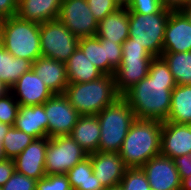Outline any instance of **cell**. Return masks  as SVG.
Segmentation results:
<instances>
[{
  "label": "cell",
  "mask_w": 191,
  "mask_h": 190,
  "mask_svg": "<svg viewBox=\"0 0 191 190\" xmlns=\"http://www.w3.org/2000/svg\"><path fill=\"white\" fill-rule=\"evenodd\" d=\"M176 85L168 64L162 57H154L147 77L130 88L123 97L136 119L164 122L169 116L172 90Z\"/></svg>",
  "instance_id": "1"
},
{
  "label": "cell",
  "mask_w": 191,
  "mask_h": 190,
  "mask_svg": "<svg viewBox=\"0 0 191 190\" xmlns=\"http://www.w3.org/2000/svg\"><path fill=\"white\" fill-rule=\"evenodd\" d=\"M162 122L136 119L122 143L119 155L127 168H141L160 155Z\"/></svg>",
  "instance_id": "2"
},
{
  "label": "cell",
  "mask_w": 191,
  "mask_h": 190,
  "mask_svg": "<svg viewBox=\"0 0 191 190\" xmlns=\"http://www.w3.org/2000/svg\"><path fill=\"white\" fill-rule=\"evenodd\" d=\"M64 95L80 115H97L120 97L114 75H103L90 82L69 83Z\"/></svg>",
  "instance_id": "3"
},
{
  "label": "cell",
  "mask_w": 191,
  "mask_h": 190,
  "mask_svg": "<svg viewBox=\"0 0 191 190\" xmlns=\"http://www.w3.org/2000/svg\"><path fill=\"white\" fill-rule=\"evenodd\" d=\"M100 125L98 152L119 153L122 143L136 120L132 108L123 97H118L97 114Z\"/></svg>",
  "instance_id": "4"
},
{
  "label": "cell",
  "mask_w": 191,
  "mask_h": 190,
  "mask_svg": "<svg viewBox=\"0 0 191 190\" xmlns=\"http://www.w3.org/2000/svg\"><path fill=\"white\" fill-rule=\"evenodd\" d=\"M1 42L4 49L14 57L33 63L42 56L40 24L21 19L17 15L3 19Z\"/></svg>",
  "instance_id": "5"
},
{
  "label": "cell",
  "mask_w": 191,
  "mask_h": 190,
  "mask_svg": "<svg viewBox=\"0 0 191 190\" xmlns=\"http://www.w3.org/2000/svg\"><path fill=\"white\" fill-rule=\"evenodd\" d=\"M170 12L171 9L164 7L153 14L132 13L129 10V38L142 45L153 57H161Z\"/></svg>",
  "instance_id": "6"
},
{
  "label": "cell",
  "mask_w": 191,
  "mask_h": 190,
  "mask_svg": "<svg viewBox=\"0 0 191 190\" xmlns=\"http://www.w3.org/2000/svg\"><path fill=\"white\" fill-rule=\"evenodd\" d=\"M79 38L72 34L59 20L40 24V45L42 57L66 63L78 48Z\"/></svg>",
  "instance_id": "7"
},
{
  "label": "cell",
  "mask_w": 191,
  "mask_h": 190,
  "mask_svg": "<svg viewBox=\"0 0 191 190\" xmlns=\"http://www.w3.org/2000/svg\"><path fill=\"white\" fill-rule=\"evenodd\" d=\"M88 156L70 135L49 138L46 148V175L66 174Z\"/></svg>",
  "instance_id": "8"
},
{
  "label": "cell",
  "mask_w": 191,
  "mask_h": 190,
  "mask_svg": "<svg viewBox=\"0 0 191 190\" xmlns=\"http://www.w3.org/2000/svg\"><path fill=\"white\" fill-rule=\"evenodd\" d=\"M58 19L79 39L96 36L98 21L86 0H62Z\"/></svg>",
  "instance_id": "9"
},
{
  "label": "cell",
  "mask_w": 191,
  "mask_h": 190,
  "mask_svg": "<svg viewBox=\"0 0 191 190\" xmlns=\"http://www.w3.org/2000/svg\"><path fill=\"white\" fill-rule=\"evenodd\" d=\"M48 118V137L70 135L80 114L64 94H54L43 103Z\"/></svg>",
  "instance_id": "10"
},
{
  "label": "cell",
  "mask_w": 191,
  "mask_h": 190,
  "mask_svg": "<svg viewBox=\"0 0 191 190\" xmlns=\"http://www.w3.org/2000/svg\"><path fill=\"white\" fill-rule=\"evenodd\" d=\"M144 171L151 190H181V178L173 159L158 155L147 161Z\"/></svg>",
  "instance_id": "11"
},
{
  "label": "cell",
  "mask_w": 191,
  "mask_h": 190,
  "mask_svg": "<svg viewBox=\"0 0 191 190\" xmlns=\"http://www.w3.org/2000/svg\"><path fill=\"white\" fill-rule=\"evenodd\" d=\"M191 155V125L162 122L160 155L171 159Z\"/></svg>",
  "instance_id": "12"
},
{
  "label": "cell",
  "mask_w": 191,
  "mask_h": 190,
  "mask_svg": "<svg viewBox=\"0 0 191 190\" xmlns=\"http://www.w3.org/2000/svg\"><path fill=\"white\" fill-rule=\"evenodd\" d=\"M49 137L34 139L13 159L15 171L36 180L46 176V148Z\"/></svg>",
  "instance_id": "13"
},
{
  "label": "cell",
  "mask_w": 191,
  "mask_h": 190,
  "mask_svg": "<svg viewBox=\"0 0 191 190\" xmlns=\"http://www.w3.org/2000/svg\"><path fill=\"white\" fill-rule=\"evenodd\" d=\"M19 105L35 106L43 104L54 94L43 80L31 69L24 73L10 88Z\"/></svg>",
  "instance_id": "14"
},
{
  "label": "cell",
  "mask_w": 191,
  "mask_h": 190,
  "mask_svg": "<svg viewBox=\"0 0 191 190\" xmlns=\"http://www.w3.org/2000/svg\"><path fill=\"white\" fill-rule=\"evenodd\" d=\"M191 51V22L180 10H171L165 26L163 52Z\"/></svg>",
  "instance_id": "15"
},
{
  "label": "cell",
  "mask_w": 191,
  "mask_h": 190,
  "mask_svg": "<svg viewBox=\"0 0 191 190\" xmlns=\"http://www.w3.org/2000/svg\"><path fill=\"white\" fill-rule=\"evenodd\" d=\"M90 159L93 173L104 188L120 184L127 167L119 153L97 151L90 154Z\"/></svg>",
  "instance_id": "16"
},
{
  "label": "cell",
  "mask_w": 191,
  "mask_h": 190,
  "mask_svg": "<svg viewBox=\"0 0 191 190\" xmlns=\"http://www.w3.org/2000/svg\"><path fill=\"white\" fill-rule=\"evenodd\" d=\"M153 59L122 57L120 66L114 74L115 87L120 96H123L130 88L147 77Z\"/></svg>",
  "instance_id": "17"
},
{
  "label": "cell",
  "mask_w": 191,
  "mask_h": 190,
  "mask_svg": "<svg viewBox=\"0 0 191 190\" xmlns=\"http://www.w3.org/2000/svg\"><path fill=\"white\" fill-rule=\"evenodd\" d=\"M53 94H64L68 83L66 64L47 57H39L31 68Z\"/></svg>",
  "instance_id": "18"
},
{
  "label": "cell",
  "mask_w": 191,
  "mask_h": 190,
  "mask_svg": "<svg viewBox=\"0 0 191 190\" xmlns=\"http://www.w3.org/2000/svg\"><path fill=\"white\" fill-rule=\"evenodd\" d=\"M14 127L34 139L48 137V118L44 105L19 106Z\"/></svg>",
  "instance_id": "19"
},
{
  "label": "cell",
  "mask_w": 191,
  "mask_h": 190,
  "mask_svg": "<svg viewBox=\"0 0 191 190\" xmlns=\"http://www.w3.org/2000/svg\"><path fill=\"white\" fill-rule=\"evenodd\" d=\"M62 0H18L17 16L42 24L58 19Z\"/></svg>",
  "instance_id": "20"
},
{
  "label": "cell",
  "mask_w": 191,
  "mask_h": 190,
  "mask_svg": "<svg viewBox=\"0 0 191 190\" xmlns=\"http://www.w3.org/2000/svg\"><path fill=\"white\" fill-rule=\"evenodd\" d=\"M96 36L99 39H109L123 44L129 37V9L118 8L98 22Z\"/></svg>",
  "instance_id": "21"
},
{
  "label": "cell",
  "mask_w": 191,
  "mask_h": 190,
  "mask_svg": "<svg viewBox=\"0 0 191 190\" xmlns=\"http://www.w3.org/2000/svg\"><path fill=\"white\" fill-rule=\"evenodd\" d=\"M70 136L88 155L97 152L100 140V125L97 115H80Z\"/></svg>",
  "instance_id": "22"
},
{
  "label": "cell",
  "mask_w": 191,
  "mask_h": 190,
  "mask_svg": "<svg viewBox=\"0 0 191 190\" xmlns=\"http://www.w3.org/2000/svg\"><path fill=\"white\" fill-rule=\"evenodd\" d=\"M65 64L68 83L90 82L104 75L89 59H87L79 47Z\"/></svg>",
  "instance_id": "23"
},
{
  "label": "cell",
  "mask_w": 191,
  "mask_h": 190,
  "mask_svg": "<svg viewBox=\"0 0 191 190\" xmlns=\"http://www.w3.org/2000/svg\"><path fill=\"white\" fill-rule=\"evenodd\" d=\"M32 62L14 57L4 49L0 40V80L9 88L26 72L31 70Z\"/></svg>",
  "instance_id": "24"
},
{
  "label": "cell",
  "mask_w": 191,
  "mask_h": 190,
  "mask_svg": "<svg viewBox=\"0 0 191 190\" xmlns=\"http://www.w3.org/2000/svg\"><path fill=\"white\" fill-rule=\"evenodd\" d=\"M166 121L191 125V85H176L172 90L171 108Z\"/></svg>",
  "instance_id": "25"
},
{
  "label": "cell",
  "mask_w": 191,
  "mask_h": 190,
  "mask_svg": "<svg viewBox=\"0 0 191 190\" xmlns=\"http://www.w3.org/2000/svg\"><path fill=\"white\" fill-rule=\"evenodd\" d=\"M66 175L72 190H105L93 173L90 155L78 162Z\"/></svg>",
  "instance_id": "26"
},
{
  "label": "cell",
  "mask_w": 191,
  "mask_h": 190,
  "mask_svg": "<svg viewBox=\"0 0 191 190\" xmlns=\"http://www.w3.org/2000/svg\"><path fill=\"white\" fill-rule=\"evenodd\" d=\"M78 47L83 51L87 59H89L104 75H109L106 39H99L97 36L80 38Z\"/></svg>",
  "instance_id": "27"
},
{
  "label": "cell",
  "mask_w": 191,
  "mask_h": 190,
  "mask_svg": "<svg viewBox=\"0 0 191 190\" xmlns=\"http://www.w3.org/2000/svg\"><path fill=\"white\" fill-rule=\"evenodd\" d=\"M161 57L178 85H191V51L163 52Z\"/></svg>",
  "instance_id": "28"
},
{
  "label": "cell",
  "mask_w": 191,
  "mask_h": 190,
  "mask_svg": "<svg viewBox=\"0 0 191 190\" xmlns=\"http://www.w3.org/2000/svg\"><path fill=\"white\" fill-rule=\"evenodd\" d=\"M34 138L25 132L16 129L12 126L3 139L4 153L7 159L17 157Z\"/></svg>",
  "instance_id": "29"
},
{
  "label": "cell",
  "mask_w": 191,
  "mask_h": 190,
  "mask_svg": "<svg viewBox=\"0 0 191 190\" xmlns=\"http://www.w3.org/2000/svg\"><path fill=\"white\" fill-rule=\"evenodd\" d=\"M119 185L123 190H151L141 168H127Z\"/></svg>",
  "instance_id": "30"
},
{
  "label": "cell",
  "mask_w": 191,
  "mask_h": 190,
  "mask_svg": "<svg viewBox=\"0 0 191 190\" xmlns=\"http://www.w3.org/2000/svg\"><path fill=\"white\" fill-rule=\"evenodd\" d=\"M19 106L11 92L0 97V122L14 126Z\"/></svg>",
  "instance_id": "31"
},
{
  "label": "cell",
  "mask_w": 191,
  "mask_h": 190,
  "mask_svg": "<svg viewBox=\"0 0 191 190\" xmlns=\"http://www.w3.org/2000/svg\"><path fill=\"white\" fill-rule=\"evenodd\" d=\"M36 190H72L66 174H51L36 182Z\"/></svg>",
  "instance_id": "32"
},
{
  "label": "cell",
  "mask_w": 191,
  "mask_h": 190,
  "mask_svg": "<svg viewBox=\"0 0 191 190\" xmlns=\"http://www.w3.org/2000/svg\"><path fill=\"white\" fill-rule=\"evenodd\" d=\"M36 182V179L15 171L1 188L2 190H36Z\"/></svg>",
  "instance_id": "33"
},
{
  "label": "cell",
  "mask_w": 191,
  "mask_h": 190,
  "mask_svg": "<svg viewBox=\"0 0 191 190\" xmlns=\"http://www.w3.org/2000/svg\"><path fill=\"white\" fill-rule=\"evenodd\" d=\"M94 18L100 22L119 7L113 0H86Z\"/></svg>",
  "instance_id": "34"
},
{
  "label": "cell",
  "mask_w": 191,
  "mask_h": 190,
  "mask_svg": "<svg viewBox=\"0 0 191 190\" xmlns=\"http://www.w3.org/2000/svg\"><path fill=\"white\" fill-rule=\"evenodd\" d=\"M106 52L109 61V75H114L122 60V44L106 39Z\"/></svg>",
  "instance_id": "35"
},
{
  "label": "cell",
  "mask_w": 191,
  "mask_h": 190,
  "mask_svg": "<svg viewBox=\"0 0 191 190\" xmlns=\"http://www.w3.org/2000/svg\"><path fill=\"white\" fill-rule=\"evenodd\" d=\"M163 8L160 0H132L128 9L132 13L153 14Z\"/></svg>",
  "instance_id": "36"
},
{
  "label": "cell",
  "mask_w": 191,
  "mask_h": 190,
  "mask_svg": "<svg viewBox=\"0 0 191 190\" xmlns=\"http://www.w3.org/2000/svg\"><path fill=\"white\" fill-rule=\"evenodd\" d=\"M122 57L128 58H154L142 45L127 38L122 44Z\"/></svg>",
  "instance_id": "37"
},
{
  "label": "cell",
  "mask_w": 191,
  "mask_h": 190,
  "mask_svg": "<svg viewBox=\"0 0 191 190\" xmlns=\"http://www.w3.org/2000/svg\"><path fill=\"white\" fill-rule=\"evenodd\" d=\"M181 180L191 176V155L185 154L173 159Z\"/></svg>",
  "instance_id": "38"
},
{
  "label": "cell",
  "mask_w": 191,
  "mask_h": 190,
  "mask_svg": "<svg viewBox=\"0 0 191 190\" xmlns=\"http://www.w3.org/2000/svg\"><path fill=\"white\" fill-rule=\"evenodd\" d=\"M15 172L13 159H4L0 161V187H2Z\"/></svg>",
  "instance_id": "39"
},
{
  "label": "cell",
  "mask_w": 191,
  "mask_h": 190,
  "mask_svg": "<svg viewBox=\"0 0 191 190\" xmlns=\"http://www.w3.org/2000/svg\"><path fill=\"white\" fill-rule=\"evenodd\" d=\"M18 11V0H0V17L2 19L15 16Z\"/></svg>",
  "instance_id": "40"
},
{
  "label": "cell",
  "mask_w": 191,
  "mask_h": 190,
  "mask_svg": "<svg viewBox=\"0 0 191 190\" xmlns=\"http://www.w3.org/2000/svg\"><path fill=\"white\" fill-rule=\"evenodd\" d=\"M164 8L180 10L187 4V0H160Z\"/></svg>",
  "instance_id": "41"
},
{
  "label": "cell",
  "mask_w": 191,
  "mask_h": 190,
  "mask_svg": "<svg viewBox=\"0 0 191 190\" xmlns=\"http://www.w3.org/2000/svg\"><path fill=\"white\" fill-rule=\"evenodd\" d=\"M12 127L10 124L0 122V139H4L9 129Z\"/></svg>",
  "instance_id": "42"
},
{
  "label": "cell",
  "mask_w": 191,
  "mask_h": 190,
  "mask_svg": "<svg viewBox=\"0 0 191 190\" xmlns=\"http://www.w3.org/2000/svg\"><path fill=\"white\" fill-rule=\"evenodd\" d=\"M180 11L191 22V3H187L180 9Z\"/></svg>",
  "instance_id": "43"
},
{
  "label": "cell",
  "mask_w": 191,
  "mask_h": 190,
  "mask_svg": "<svg viewBox=\"0 0 191 190\" xmlns=\"http://www.w3.org/2000/svg\"><path fill=\"white\" fill-rule=\"evenodd\" d=\"M181 190H191V176L182 179Z\"/></svg>",
  "instance_id": "44"
},
{
  "label": "cell",
  "mask_w": 191,
  "mask_h": 190,
  "mask_svg": "<svg viewBox=\"0 0 191 190\" xmlns=\"http://www.w3.org/2000/svg\"><path fill=\"white\" fill-rule=\"evenodd\" d=\"M119 8H128L132 0H113Z\"/></svg>",
  "instance_id": "45"
},
{
  "label": "cell",
  "mask_w": 191,
  "mask_h": 190,
  "mask_svg": "<svg viewBox=\"0 0 191 190\" xmlns=\"http://www.w3.org/2000/svg\"><path fill=\"white\" fill-rule=\"evenodd\" d=\"M10 92V88L7 87L1 80H0V97L6 95Z\"/></svg>",
  "instance_id": "46"
},
{
  "label": "cell",
  "mask_w": 191,
  "mask_h": 190,
  "mask_svg": "<svg viewBox=\"0 0 191 190\" xmlns=\"http://www.w3.org/2000/svg\"><path fill=\"white\" fill-rule=\"evenodd\" d=\"M2 142L3 139H0V161L6 159Z\"/></svg>",
  "instance_id": "47"
},
{
  "label": "cell",
  "mask_w": 191,
  "mask_h": 190,
  "mask_svg": "<svg viewBox=\"0 0 191 190\" xmlns=\"http://www.w3.org/2000/svg\"><path fill=\"white\" fill-rule=\"evenodd\" d=\"M105 190H123V189L121 188L120 185H118V186H114V187H110V188H105Z\"/></svg>",
  "instance_id": "48"
},
{
  "label": "cell",
  "mask_w": 191,
  "mask_h": 190,
  "mask_svg": "<svg viewBox=\"0 0 191 190\" xmlns=\"http://www.w3.org/2000/svg\"><path fill=\"white\" fill-rule=\"evenodd\" d=\"M3 19L0 17V40H1V27H2Z\"/></svg>",
  "instance_id": "49"
}]
</instances>
